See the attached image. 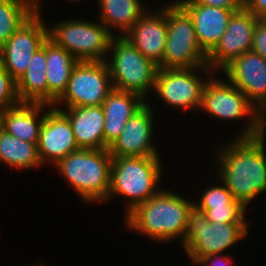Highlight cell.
I'll return each instance as SVG.
<instances>
[{"label": "cell", "mask_w": 266, "mask_h": 266, "mask_svg": "<svg viewBox=\"0 0 266 266\" xmlns=\"http://www.w3.org/2000/svg\"><path fill=\"white\" fill-rule=\"evenodd\" d=\"M167 36L162 69H189L207 65V54L200 47L190 15L176 2L166 4Z\"/></svg>", "instance_id": "cell-7"}, {"label": "cell", "mask_w": 266, "mask_h": 266, "mask_svg": "<svg viewBox=\"0 0 266 266\" xmlns=\"http://www.w3.org/2000/svg\"><path fill=\"white\" fill-rule=\"evenodd\" d=\"M265 133L252 138H237L219 149V180L234 199L245 207L266 191Z\"/></svg>", "instance_id": "cell-1"}, {"label": "cell", "mask_w": 266, "mask_h": 266, "mask_svg": "<svg viewBox=\"0 0 266 266\" xmlns=\"http://www.w3.org/2000/svg\"><path fill=\"white\" fill-rule=\"evenodd\" d=\"M251 51L266 59V28L258 22L253 32Z\"/></svg>", "instance_id": "cell-31"}, {"label": "cell", "mask_w": 266, "mask_h": 266, "mask_svg": "<svg viewBox=\"0 0 266 266\" xmlns=\"http://www.w3.org/2000/svg\"><path fill=\"white\" fill-rule=\"evenodd\" d=\"M5 109L0 107V131L3 129V114Z\"/></svg>", "instance_id": "cell-36"}, {"label": "cell", "mask_w": 266, "mask_h": 266, "mask_svg": "<svg viewBox=\"0 0 266 266\" xmlns=\"http://www.w3.org/2000/svg\"><path fill=\"white\" fill-rule=\"evenodd\" d=\"M266 114H263L262 116V133H266Z\"/></svg>", "instance_id": "cell-37"}, {"label": "cell", "mask_w": 266, "mask_h": 266, "mask_svg": "<svg viewBox=\"0 0 266 266\" xmlns=\"http://www.w3.org/2000/svg\"><path fill=\"white\" fill-rule=\"evenodd\" d=\"M192 18L197 41L208 55L224 34L230 16L240 9H224L202 4H179Z\"/></svg>", "instance_id": "cell-18"}, {"label": "cell", "mask_w": 266, "mask_h": 266, "mask_svg": "<svg viewBox=\"0 0 266 266\" xmlns=\"http://www.w3.org/2000/svg\"><path fill=\"white\" fill-rule=\"evenodd\" d=\"M224 185V186H222ZM209 187L200 197L199 202L193 203L198 208H213L230 205L235 199L225 184Z\"/></svg>", "instance_id": "cell-28"}, {"label": "cell", "mask_w": 266, "mask_h": 266, "mask_svg": "<svg viewBox=\"0 0 266 266\" xmlns=\"http://www.w3.org/2000/svg\"><path fill=\"white\" fill-rule=\"evenodd\" d=\"M23 1L29 4L36 12L40 10L41 5L37 4L38 0H23Z\"/></svg>", "instance_id": "cell-34"}, {"label": "cell", "mask_w": 266, "mask_h": 266, "mask_svg": "<svg viewBox=\"0 0 266 266\" xmlns=\"http://www.w3.org/2000/svg\"><path fill=\"white\" fill-rule=\"evenodd\" d=\"M51 106V108H50ZM38 142V153L42 165L54 166L71 152L79 150L68 117L48 104Z\"/></svg>", "instance_id": "cell-15"}, {"label": "cell", "mask_w": 266, "mask_h": 266, "mask_svg": "<svg viewBox=\"0 0 266 266\" xmlns=\"http://www.w3.org/2000/svg\"><path fill=\"white\" fill-rule=\"evenodd\" d=\"M146 103L127 122L119 137L108 148L112 158L159 156L151 143L153 109Z\"/></svg>", "instance_id": "cell-16"}, {"label": "cell", "mask_w": 266, "mask_h": 266, "mask_svg": "<svg viewBox=\"0 0 266 266\" xmlns=\"http://www.w3.org/2000/svg\"><path fill=\"white\" fill-rule=\"evenodd\" d=\"M167 36L166 5L159 12H145L124 35L136 49L157 65L162 61Z\"/></svg>", "instance_id": "cell-17"}, {"label": "cell", "mask_w": 266, "mask_h": 266, "mask_svg": "<svg viewBox=\"0 0 266 266\" xmlns=\"http://www.w3.org/2000/svg\"><path fill=\"white\" fill-rule=\"evenodd\" d=\"M245 8L257 18L266 13V0H245Z\"/></svg>", "instance_id": "cell-33"}, {"label": "cell", "mask_w": 266, "mask_h": 266, "mask_svg": "<svg viewBox=\"0 0 266 266\" xmlns=\"http://www.w3.org/2000/svg\"><path fill=\"white\" fill-rule=\"evenodd\" d=\"M53 27V28H52ZM48 28V37L78 61H106L113 35L99 23L66 20Z\"/></svg>", "instance_id": "cell-9"}, {"label": "cell", "mask_w": 266, "mask_h": 266, "mask_svg": "<svg viewBox=\"0 0 266 266\" xmlns=\"http://www.w3.org/2000/svg\"><path fill=\"white\" fill-rule=\"evenodd\" d=\"M46 40L34 54L26 72L16 81L17 95L21 102L48 104L46 80Z\"/></svg>", "instance_id": "cell-23"}, {"label": "cell", "mask_w": 266, "mask_h": 266, "mask_svg": "<svg viewBox=\"0 0 266 266\" xmlns=\"http://www.w3.org/2000/svg\"><path fill=\"white\" fill-rule=\"evenodd\" d=\"M111 162L108 149H79L60 160L55 167L82 201L103 203L108 201Z\"/></svg>", "instance_id": "cell-3"}, {"label": "cell", "mask_w": 266, "mask_h": 266, "mask_svg": "<svg viewBox=\"0 0 266 266\" xmlns=\"http://www.w3.org/2000/svg\"><path fill=\"white\" fill-rule=\"evenodd\" d=\"M213 76L203 88L201 110L209 113L212 117L226 120H237L246 115L251 118L247 120V126L243 133L237 138H252L262 133V114L248 100L246 95L232 83L218 80Z\"/></svg>", "instance_id": "cell-8"}, {"label": "cell", "mask_w": 266, "mask_h": 266, "mask_svg": "<svg viewBox=\"0 0 266 266\" xmlns=\"http://www.w3.org/2000/svg\"><path fill=\"white\" fill-rule=\"evenodd\" d=\"M107 58L113 89L136 93L145 100L150 89L155 88L158 65L145 57L124 36H113ZM110 61V62H109Z\"/></svg>", "instance_id": "cell-5"}, {"label": "cell", "mask_w": 266, "mask_h": 266, "mask_svg": "<svg viewBox=\"0 0 266 266\" xmlns=\"http://www.w3.org/2000/svg\"><path fill=\"white\" fill-rule=\"evenodd\" d=\"M205 69V70H204ZM212 72L208 66L189 69L159 68L155 81L154 92L169 106L176 108H201L202 92L207 80H203L195 73Z\"/></svg>", "instance_id": "cell-11"}, {"label": "cell", "mask_w": 266, "mask_h": 266, "mask_svg": "<svg viewBox=\"0 0 266 266\" xmlns=\"http://www.w3.org/2000/svg\"><path fill=\"white\" fill-rule=\"evenodd\" d=\"M17 95L16 80L5 70L0 62V107L8 109L20 104Z\"/></svg>", "instance_id": "cell-29"}, {"label": "cell", "mask_w": 266, "mask_h": 266, "mask_svg": "<svg viewBox=\"0 0 266 266\" xmlns=\"http://www.w3.org/2000/svg\"><path fill=\"white\" fill-rule=\"evenodd\" d=\"M37 11L0 47V62L17 81L23 75L33 57L48 38V27Z\"/></svg>", "instance_id": "cell-12"}, {"label": "cell", "mask_w": 266, "mask_h": 266, "mask_svg": "<svg viewBox=\"0 0 266 266\" xmlns=\"http://www.w3.org/2000/svg\"><path fill=\"white\" fill-rule=\"evenodd\" d=\"M61 110L69 119L79 149H108L104 141L102 106H77Z\"/></svg>", "instance_id": "cell-19"}, {"label": "cell", "mask_w": 266, "mask_h": 266, "mask_svg": "<svg viewBox=\"0 0 266 266\" xmlns=\"http://www.w3.org/2000/svg\"><path fill=\"white\" fill-rule=\"evenodd\" d=\"M257 22V18L246 8L234 11L220 41L207 55L208 67L212 70L216 68L222 70L234 58L251 51Z\"/></svg>", "instance_id": "cell-13"}, {"label": "cell", "mask_w": 266, "mask_h": 266, "mask_svg": "<svg viewBox=\"0 0 266 266\" xmlns=\"http://www.w3.org/2000/svg\"><path fill=\"white\" fill-rule=\"evenodd\" d=\"M193 202L167 191H160L146 202L138 204L125 218L128 229L139 231L156 242L172 241L183 236L188 212Z\"/></svg>", "instance_id": "cell-2"}, {"label": "cell", "mask_w": 266, "mask_h": 266, "mask_svg": "<svg viewBox=\"0 0 266 266\" xmlns=\"http://www.w3.org/2000/svg\"><path fill=\"white\" fill-rule=\"evenodd\" d=\"M230 262L232 263L230 256H228V257H227V255L223 256L221 253V254L204 256L196 263V265H203L204 266L206 263L207 264L209 263V266H213V265L214 266H224L226 264L228 265V263H230Z\"/></svg>", "instance_id": "cell-32"}, {"label": "cell", "mask_w": 266, "mask_h": 266, "mask_svg": "<svg viewBox=\"0 0 266 266\" xmlns=\"http://www.w3.org/2000/svg\"><path fill=\"white\" fill-rule=\"evenodd\" d=\"M100 6L99 21L112 33L111 28L120 30L124 36L146 12L140 0H98ZM118 28V29H117Z\"/></svg>", "instance_id": "cell-24"}, {"label": "cell", "mask_w": 266, "mask_h": 266, "mask_svg": "<svg viewBox=\"0 0 266 266\" xmlns=\"http://www.w3.org/2000/svg\"><path fill=\"white\" fill-rule=\"evenodd\" d=\"M178 4H202L224 9L245 8V0H176Z\"/></svg>", "instance_id": "cell-30"}, {"label": "cell", "mask_w": 266, "mask_h": 266, "mask_svg": "<svg viewBox=\"0 0 266 266\" xmlns=\"http://www.w3.org/2000/svg\"><path fill=\"white\" fill-rule=\"evenodd\" d=\"M2 162L17 169L41 166L38 144L19 139L2 129L0 131V163Z\"/></svg>", "instance_id": "cell-25"}, {"label": "cell", "mask_w": 266, "mask_h": 266, "mask_svg": "<svg viewBox=\"0 0 266 266\" xmlns=\"http://www.w3.org/2000/svg\"><path fill=\"white\" fill-rule=\"evenodd\" d=\"M205 212L206 218L212 223H247L245 218L246 207L234 200L230 205L213 208H199Z\"/></svg>", "instance_id": "cell-27"}, {"label": "cell", "mask_w": 266, "mask_h": 266, "mask_svg": "<svg viewBox=\"0 0 266 266\" xmlns=\"http://www.w3.org/2000/svg\"><path fill=\"white\" fill-rule=\"evenodd\" d=\"M44 108H48V104L21 102L6 109L3 114V129L12 136L38 144L40 129L46 114L43 112Z\"/></svg>", "instance_id": "cell-21"}, {"label": "cell", "mask_w": 266, "mask_h": 266, "mask_svg": "<svg viewBox=\"0 0 266 266\" xmlns=\"http://www.w3.org/2000/svg\"><path fill=\"white\" fill-rule=\"evenodd\" d=\"M146 100L132 92L113 89L101 105L104 113V141L110 147L124 130L126 122L145 104Z\"/></svg>", "instance_id": "cell-20"}, {"label": "cell", "mask_w": 266, "mask_h": 266, "mask_svg": "<svg viewBox=\"0 0 266 266\" xmlns=\"http://www.w3.org/2000/svg\"><path fill=\"white\" fill-rule=\"evenodd\" d=\"M112 90L106 61H79L72 70L66 90L52 106L58 108L63 103L66 108L101 106Z\"/></svg>", "instance_id": "cell-10"}, {"label": "cell", "mask_w": 266, "mask_h": 266, "mask_svg": "<svg viewBox=\"0 0 266 266\" xmlns=\"http://www.w3.org/2000/svg\"><path fill=\"white\" fill-rule=\"evenodd\" d=\"M258 23L266 28V13H262L257 17Z\"/></svg>", "instance_id": "cell-35"}, {"label": "cell", "mask_w": 266, "mask_h": 266, "mask_svg": "<svg viewBox=\"0 0 266 266\" xmlns=\"http://www.w3.org/2000/svg\"><path fill=\"white\" fill-rule=\"evenodd\" d=\"M222 70L228 81L242 91L262 115L266 114V59L249 51L234 58Z\"/></svg>", "instance_id": "cell-14"}, {"label": "cell", "mask_w": 266, "mask_h": 266, "mask_svg": "<svg viewBox=\"0 0 266 266\" xmlns=\"http://www.w3.org/2000/svg\"><path fill=\"white\" fill-rule=\"evenodd\" d=\"M79 61L49 37L46 39L48 104L53 105L66 90L73 68Z\"/></svg>", "instance_id": "cell-22"}, {"label": "cell", "mask_w": 266, "mask_h": 266, "mask_svg": "<svg viewBox=\"0 0 266 266\" xmlns=\"http://www.w3.org/2000/svg\"><path fill=\"white\" fill-rule=\"evenodd\" d=\"M35 13L23 0H0V47Z\"/></svg>", "instance_id": "cell-26"}, {"label": "cell", "mask_w": 266, "mask_h": 266, "mask_svg": "<svg viewBox=\"0 0 266 266\" xmlns=\"http://www.w3.org/2000/svg\"><path fill=\"white\" fill-rule=\"evenodd\" d=\"M160 159L159 156L112 158L108 199L114 194L129 198L125 215L160 191L156 188L162 173Z\"/></svg>", "instance_id": "cell-4"}, {"label": "cell", "mask_w": 266, "mask_h": 266, "mask_svg": "<svg viewBox=\"0 0 266 266\" xmlns=\"http://www.w3.org/2000/svg\"><path fill=\"white\" fill-rule=\"evenodd\" d=\"M248 223H212L194 204L188 212L183 249L195 265L202 257L221 254L248 235Z\"/></svg>", "instance_id": "cell-6"}]
</instances>
